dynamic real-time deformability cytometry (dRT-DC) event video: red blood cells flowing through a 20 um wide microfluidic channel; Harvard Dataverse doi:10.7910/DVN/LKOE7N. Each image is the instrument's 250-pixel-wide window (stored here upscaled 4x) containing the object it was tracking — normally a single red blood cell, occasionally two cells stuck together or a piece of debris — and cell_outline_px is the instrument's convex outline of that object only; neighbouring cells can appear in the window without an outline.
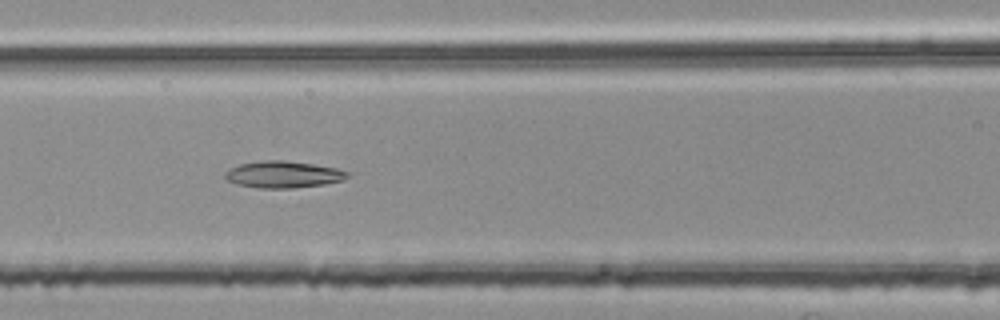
{"species": "common noctule bat (a hibernating species)", "species_latin": "Nyctalus noctula", "temperature_condition": "room temperature", "stored_images_in_passage": 37, "camera_frame_rate_fps": 3000, "um_per_image_px": 0.085, "animal": {"sex": "female", "body_mass_g": 25.1}, "frame": {"image": 1, "passage_image": 7, "time_ms": 2.0, "image_size_px": [1000, 320], "cell_outline_px": [[348, 176], [344, 180], [324, 184], [292, 188], [260, 188], [236, 184], [228, 180], [224, 176], [224, 172], [240, 164], [264, 160], [284, 160], [312, 164], [336, 168], [348, 172]], "centroid_in_image_um": [24.07, 14.83], "position_along_channel_um": 142.5, "area_um2": 18.9}}
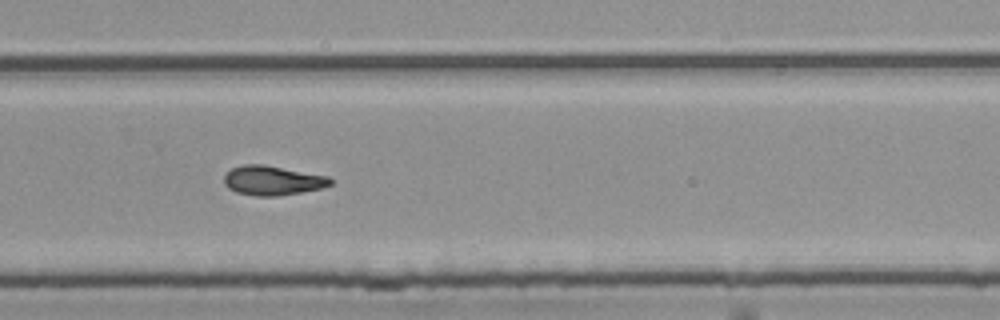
{"frame": {"image": 2, "passage_image": 20, "time_ms": 6.333, "image_size_px": [1000, 320], "cell_outline_px": [[332, 184], [324, 188], [276, 196], [256, 196], [236, 192], [228, 188], [224, 184], [224, 176], [232, 168], [244, 164], [264, 164], [328, 176], [332, 180]], "centroid_in_image_um": [23.17, 15.34], "position_along_channel_um": 306.6, "area_um2": 18.26}}
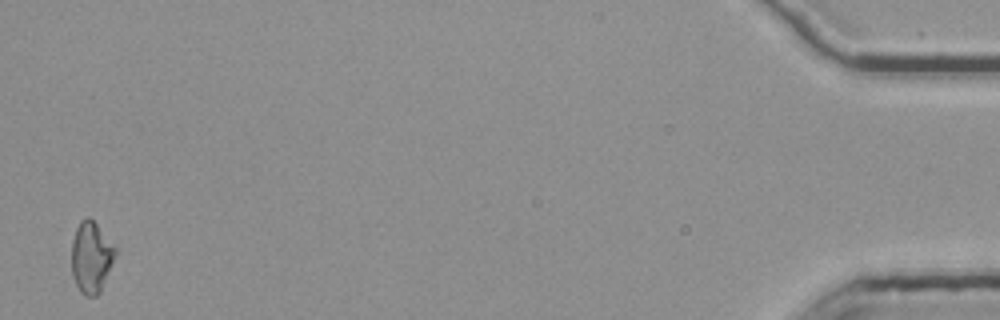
{"frame": {"image": 3, "passage_image": 37, "time_ms": 12.0, "image_size_px": [1000, 320], "cell_outline_px": [[116, 252], [100, 292], [96, 296], [84, 296], [80, 292], [72, 276], [72, 240], [76, 228], [80, 220], [88, 216], [96, 224], [116, 248]], "centroid_in_image_um": [7.72, 21.87], "position_along_channel_um": 427.5, "area_um2": 17.86}, "authors_computed_cell_mechanics": {"area_um2": 17.8602, "velocity_mm_per_s": 3.795, "shape_relaxation_time_tau1_ms": null, "shape_relaxation_time_tau2_ms": 5.5117, "deformation_change_tau1": null, "deformation_change_tau2": 0.134}}